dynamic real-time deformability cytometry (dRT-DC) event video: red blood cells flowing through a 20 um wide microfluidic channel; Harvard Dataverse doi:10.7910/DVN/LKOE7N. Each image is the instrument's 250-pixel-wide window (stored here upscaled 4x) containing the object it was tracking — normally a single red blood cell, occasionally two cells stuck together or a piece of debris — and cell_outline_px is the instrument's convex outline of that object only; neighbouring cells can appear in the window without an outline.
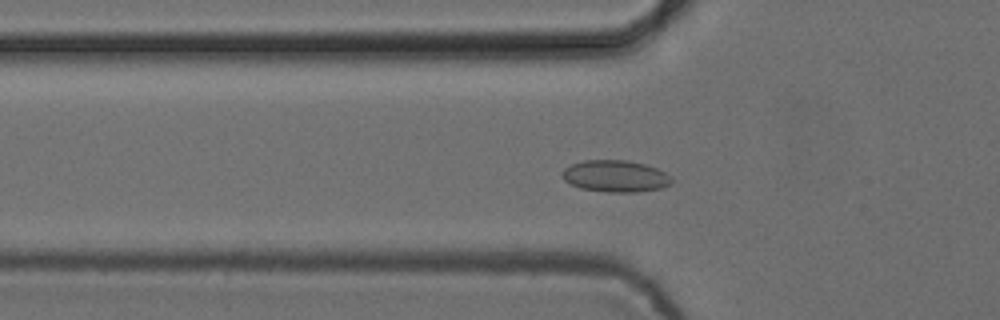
{"species": "common noctule bat (a hibernating species)", "species_latin": "Nyctalus noctula", "temperature_condition": "cold", "stored_images_in_passage": 50, "camera_frame_rate_fps": 3000, "um_per_image_px": 0.085, "animal": {"sex": "female", "body_mass_g": 24.6, "forearm_length_mm": 56.2}, "frame": {"image": 1, "passage_image": 15, "time_ms": 4.667, "image_size_px": [1000, 320], "cell_outline_px": [[672, 184], [660, 188], [636, 192], [608, 192], [580, 188], [564, 180], [560, 176], [560, 172], [564, 168], [572, 164], [584, 160], [628, 160], [644, 164], [656, 168], [672, 176]], "centroid_in_image_um": [52.29, 14.97], "position_along_channel_um": 73.5, "area_um2": 20.35}}
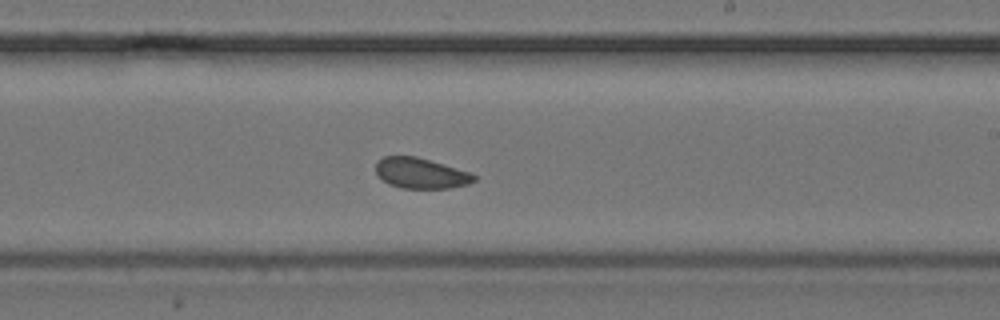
{"frame": {"image": 2, "passage_image": 29, "time_ms": 9.333, "image_size_px": [1000, 320], "cell_outline_px": [[476, 180], [468, 184], [448, 188], [404, 188], [388, 184], [376, 172], [376, 164], [384, 156], [416, 156], [468, 172], [476, 176]], "centroid_in_image_um": [35.76, 14.73], "position_along_channel_um": 253.2, "area_um2": 17.11}}
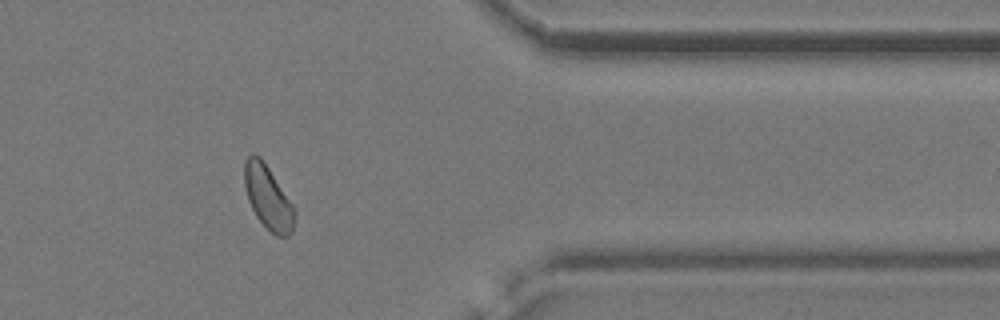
{"frame": {"image": 3, "passage_image": 41, "time_ms": 13.333, "image_size_px": [1000, 320], "cell_outline_px": [[296, 212], [292, 232], [288, 236], [276, 236], [256, 216], [248, 200], [244, 184], [244, 160], [252, 152], [260, 156], [296, 208]], "centroid_in_image_um": [22.78, 16.76], "position_along_channel_um": 388.6, "area_um2": 18.61}}